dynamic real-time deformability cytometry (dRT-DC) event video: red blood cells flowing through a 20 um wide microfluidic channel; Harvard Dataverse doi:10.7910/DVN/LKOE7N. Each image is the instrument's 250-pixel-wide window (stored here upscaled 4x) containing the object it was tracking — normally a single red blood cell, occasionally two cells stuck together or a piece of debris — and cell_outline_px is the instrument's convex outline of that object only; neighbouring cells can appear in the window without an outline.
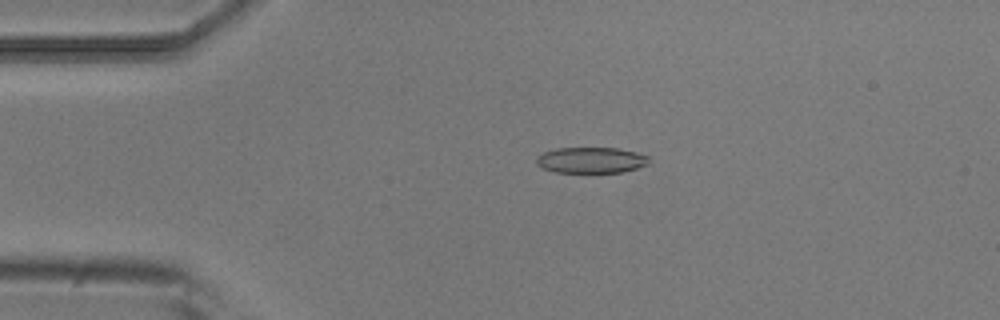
{"species": "common noctule bat (a hibernating species)", "species_latin": "Nyctalus noctula", "temperature_condition": "room temperature", "stored_images_in_passage": 4, "camera_frame_rate_fps": 3000, "um_per_image_px": 0.085, "animal": {"sex": "male", "body_mass_g": 20.5, "forearm_length_mm": 52.5}, "frame": {"image": 1, "passage_image": 3, "time_ms": 0.667, "image_size_px": [1000, 320], "cell_outline_px": [[648, 164], [636, 168], [620, 172], [556, 172], [544, 168], [536, 164], [536, 156], [544, 152], [556, 148], [620, 148], [636, 152], [648, 156]], "centroid_in_image_um": [50.22, 13.6], "position_along_channel_um": 34.8, "area_um2": 16.88}}